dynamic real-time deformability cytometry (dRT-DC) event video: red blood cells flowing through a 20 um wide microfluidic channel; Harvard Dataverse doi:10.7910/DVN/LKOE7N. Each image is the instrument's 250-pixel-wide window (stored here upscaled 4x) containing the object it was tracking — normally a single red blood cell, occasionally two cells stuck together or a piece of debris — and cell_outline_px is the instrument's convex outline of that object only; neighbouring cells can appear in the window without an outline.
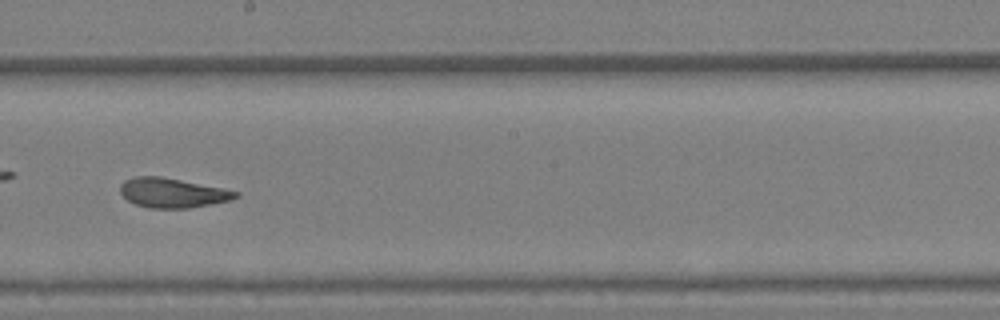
{"species": "Egyptian fruit bat (a non-hibernating species)", "species_latin": "Rousettus aegyptiacus", "temperature_condition": "warm", "stored_images_in_passage": 59, "camera_frame_rate_fps": 3000, "um_per_image_px": 0.085, "animal": {"sex": "female"}, "frame": {"image": 1, "passage_image": 34, "time_ms": 11.0, "image_size_px": [1000, 320], "cell_outline_px": [[240, 196], [232, 200], [188, 208], [148, 208], [136, 204], [128, 200], [120, 192], [120, 184], [124, 180], [136, 176], [160, 176], [240, 192]], "centroid_in_image_um": [14.64, 16.39], "position_along_channel_um": 233.6, "area_um2": 19.71}, "authors_computed_cell_mechanics": {"area_um2": 21.4438, "velocity_mm_per_s": 3.493, "shape_relaxation_time_tau1_ms": null, "shape_relaxation_time_tau2_ms": 1.3203, "deformation_change_tau1": null, "deformation_change_tau2": 0.0811}}